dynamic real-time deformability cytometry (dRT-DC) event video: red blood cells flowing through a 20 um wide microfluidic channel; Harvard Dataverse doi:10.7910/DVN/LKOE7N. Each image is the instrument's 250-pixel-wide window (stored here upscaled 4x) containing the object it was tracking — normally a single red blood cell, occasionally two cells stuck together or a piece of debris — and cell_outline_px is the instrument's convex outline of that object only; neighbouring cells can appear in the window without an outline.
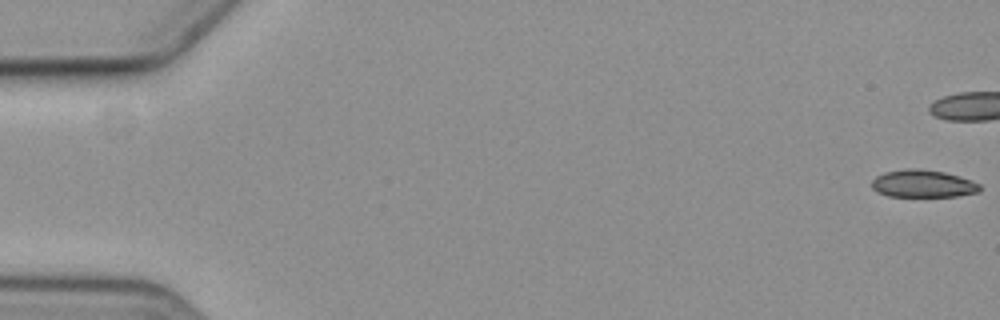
{"species": "common noctule bat (a hibernating species)", "species_latin": "Nyctalus noctula", "temperature_condition": "cold", "stored_images_in_passage": 8, "camera_frame_rate_fps": 3000, "um_per_image_px": 0.085, "animal": {"sex": "female", "body_mass_g": 19.3, "forearm_length_mm": 54.1}, "frame": {"image": 1, "passage_image": 1, "time_ms": 0.0, "image_size_px": [1000, 320], "cell_outline_px": [[980, 192], [956, 196], [888, 196], [876, 192], [872, 188], [872, 180], [876, 176], [884, 172], [904, 168], [916, 168], [944, 172], [972, 180], [980, 184]], "centroid_in_image_um": [78.43, 15.61], "position_along_channel_um": 6.6, "area_um2": 17.4}}